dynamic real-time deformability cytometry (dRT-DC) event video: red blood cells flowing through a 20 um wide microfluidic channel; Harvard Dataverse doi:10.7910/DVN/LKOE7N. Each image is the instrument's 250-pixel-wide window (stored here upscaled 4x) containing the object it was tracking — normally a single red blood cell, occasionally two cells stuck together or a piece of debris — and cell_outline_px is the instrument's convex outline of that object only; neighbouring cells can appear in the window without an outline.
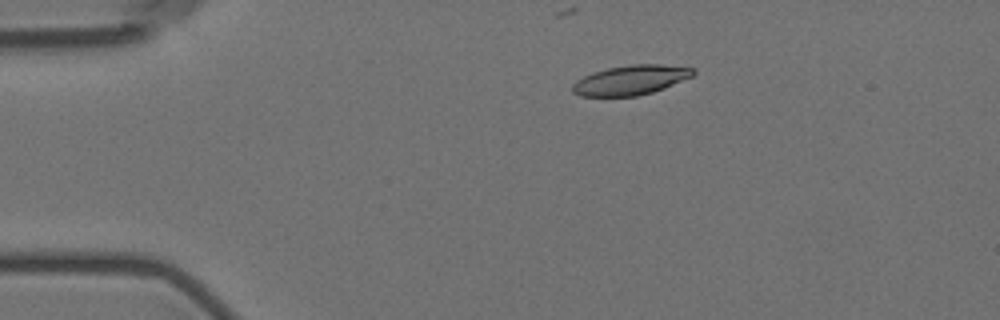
{"species": "Egyptian fruit bat (a non-hibernating species)", "species_latin": "Rousettus aegyptiacus", "temperature_condition": "room temperature", "stored_images_in_passage": 7, "camera_frame_rate_fps": 3000, "um_per_image_px": 0.085, "animal": {"sex": "female"}, "frame": {"image": 1, "passage_image": 2, "time_ms": 1.0, "image_size_px": [1000, 320], "cell_outline_px": [[696, 72], [692, 76], [664, 88], [652, 92], [636, 96], [580, 96], [572, 92], [572, 84], [576, 80], [592, 72], [608, 68], [628, 64], [660, 64], [696, 68]], "centroid_in_image_um": [53.6, 6.79], "position_along_channel_um": 31.4, "area_um2": 20.92}}
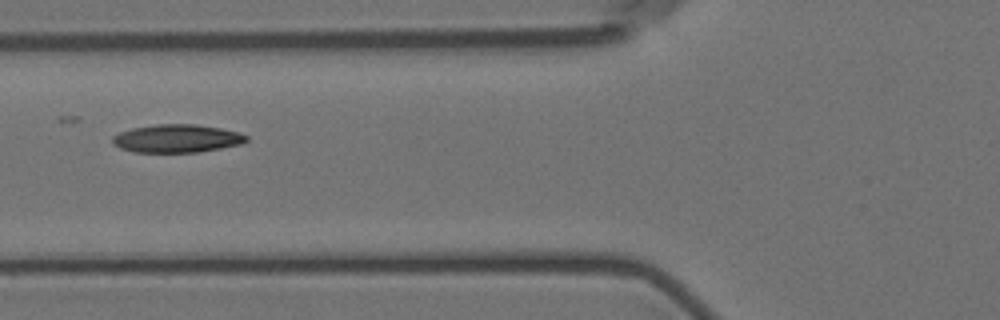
{"frame": {"image": 2, "passage_image": 5, "time_ms": 4.667, "image_size_px": [1000, 320], "cell_outline_px": [[248, 140], [240, 144], [220, 148], [196, 152], [132, 152], [120, 148], [112, 144], [112, 136], [120, 132], [132, 128], [156, 124], [196, 124], [220, 128], [236, 132], [248, 136]], "centroid_in_image_um": [14.99, 11.77], "position_along_channel_um": 110.8, "area_um2": 21.85}}
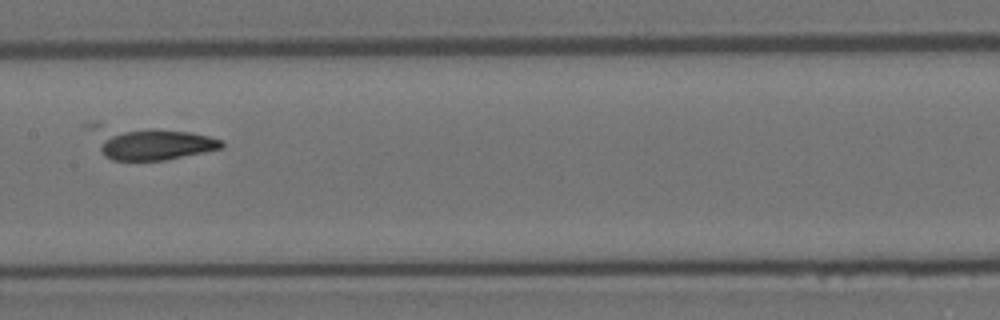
{"frame": {"image": 3, "passage_image": 7, "time_ms": 7.0, "image_size_px": [1000, 320], "cell_outline_px": [[224, 144], [220, 148], [164, 160], [112, 160], [104, 156], [84, 124], [100, 124], [188, 132], [208, 136], [220, 140]], "centroid_in_image_um": [12.61, 12.13], "position_along_channel_um": 194.8, "area_um2": 24.85}}